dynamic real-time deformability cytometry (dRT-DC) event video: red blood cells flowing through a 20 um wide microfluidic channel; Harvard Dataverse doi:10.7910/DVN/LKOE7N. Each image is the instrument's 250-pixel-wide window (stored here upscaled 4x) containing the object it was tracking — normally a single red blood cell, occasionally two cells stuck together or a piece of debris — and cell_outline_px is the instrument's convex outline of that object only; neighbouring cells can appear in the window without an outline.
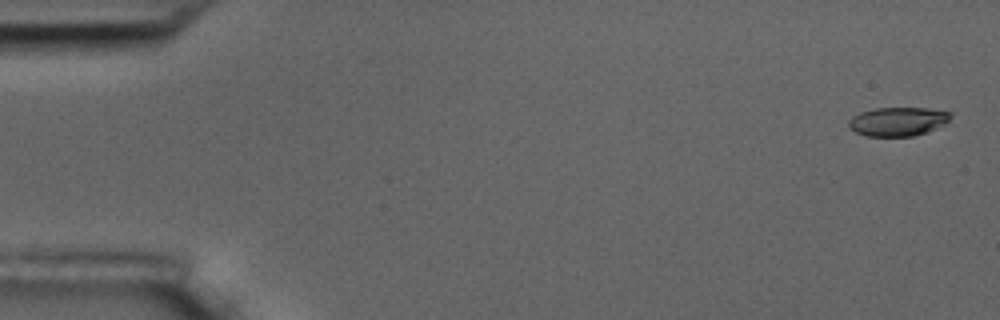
{"species": "common noctule bat (a hibernating species)", "species_latin": "Nyctalus noctula", "temperature_condition": "room temperature", "stored_images_in_passage": 10, "camera_frame_rate_fps": 3000, "um_per_image_px": 0.085, "animal": {"sex": "male", "body_mass_g": 17.5, "forearm_length_mm": 52.3}, "frame": {"image": 1, "passage_image": 1, "time_ms": 0.0, "image_size_px": [1000, 320], "cell_outline_px": [[952, 116], [944, 124], [928, 132], [912, 136], [864, 136], [848, 128], [848, 120], [852, 116], [860, 112], [876, 108], [928, 108], [952, 112]], "centroid_in_image_um": [76.3, 10.33], "position_along_channel_um": 8.7, "area_um2": 17.28}}
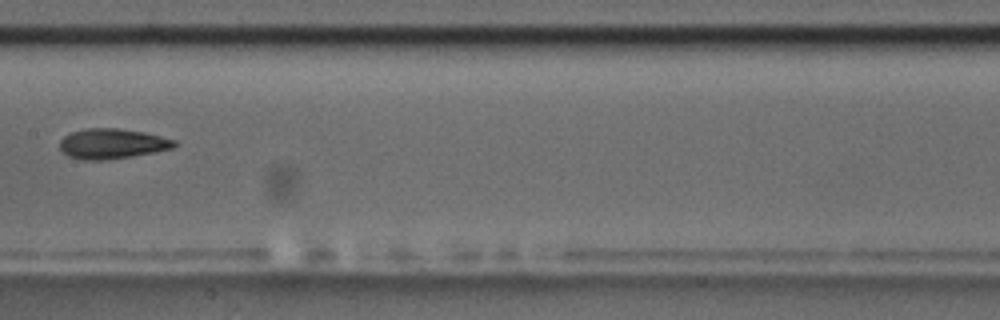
{"frame": {"image": 2, "passage_image": 9, "time_ms": 9.333, "image_size_px": [1000, 320], "cell_outline_px": [[176, 144], [172, 148], [132, 156], [104, 160], [84, 160], [68, 156], [60, 148], [60, 140], [64, 136], [72, 132], [84, 128], [116, 128], [144, 132], [176, 140]], "centroid_in_image_um": [9.5, 12.21], "position_along_channel_um": 197.9, "area_um2": 19.94}}
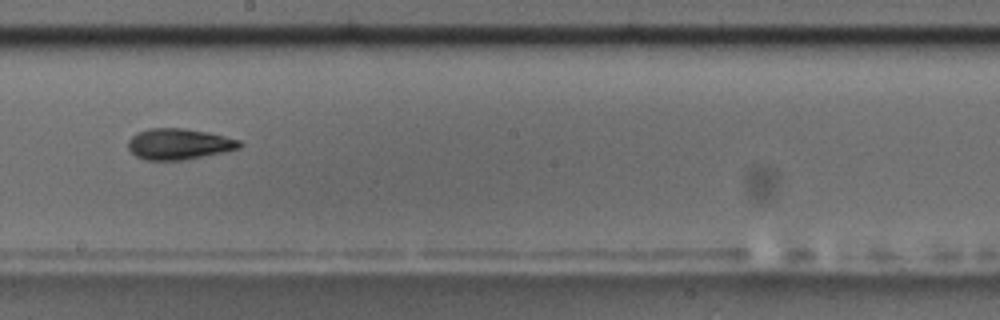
{"frame": {"image": 3, "passage_image": 10, "time_ms": 10.333, "image_size_px": [1000, 320], "cell_outline_px": [[244, 144], [240, 148], [184, 160], [144, 160], [136, 156], [128, 148], [128, 140], [136, 132], [148, 128], [184, 128], [208, 132], [240, 140]], "centroid_in_image_um": [15.19, 12.23], "position_along_channel_um": 233.0, "area_um2": 20.17}}